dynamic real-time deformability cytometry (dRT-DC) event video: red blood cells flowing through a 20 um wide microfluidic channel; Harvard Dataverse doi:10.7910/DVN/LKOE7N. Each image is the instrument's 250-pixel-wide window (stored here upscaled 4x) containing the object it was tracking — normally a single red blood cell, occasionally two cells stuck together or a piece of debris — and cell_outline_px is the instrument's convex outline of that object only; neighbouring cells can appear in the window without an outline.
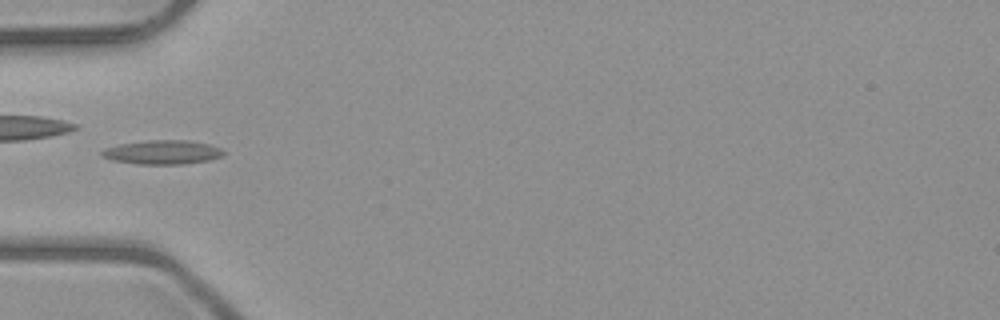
{"species": "common noctule bat (a hibernating species)", "species_latin": "Nyctalus noctula", "temperature_condition": "room temperature", "stored_images_in_passage": 5, "camera_frame_rate_fps": 3000, "um_per_image_px": 0.085, "animal": {"sex": "male", "body_mass_g": 23.1, "forearm_length_mm": 52.7}, "frame": {"image": 1, "passage_image": 4, "time_ms": 4.333, "image_size_px": [1000, 320], "cell_outline_px": [[224, 156], [208, 160], [184, 164], [136, 164], [112, 160], [100, 156], [100, 152], [108, 148], [120, 144], [148, 140], [188, 140], [208, 144], [220, 148], [224, 152]], "centroid_in_image_um": [13.81, 12.94], "position_along_channel_um": 71.2, "area_um2": 16.99}}
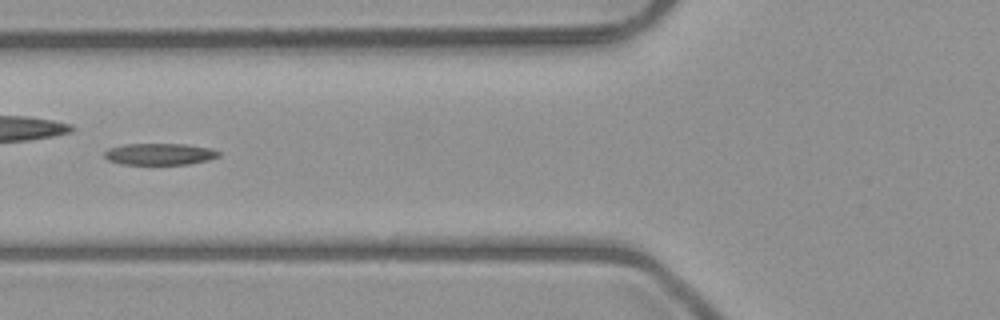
{"frame": {"image": 2, "passage_image": 5, "time_ms": 5.333, "image_size_px": [1000, 320], "cell_outline_px": [[220, 156], [208, 160], [188, 164], [120, 164], [108, 160], [104, 156], [104, 152], [108, 148], [124, 144], [184, 144], [208, 148], [220, 152]], "centroid_in_image_um": [13.53, 13.1], "position_along_channel_um": 112.3, "area_um2": 14.33}}